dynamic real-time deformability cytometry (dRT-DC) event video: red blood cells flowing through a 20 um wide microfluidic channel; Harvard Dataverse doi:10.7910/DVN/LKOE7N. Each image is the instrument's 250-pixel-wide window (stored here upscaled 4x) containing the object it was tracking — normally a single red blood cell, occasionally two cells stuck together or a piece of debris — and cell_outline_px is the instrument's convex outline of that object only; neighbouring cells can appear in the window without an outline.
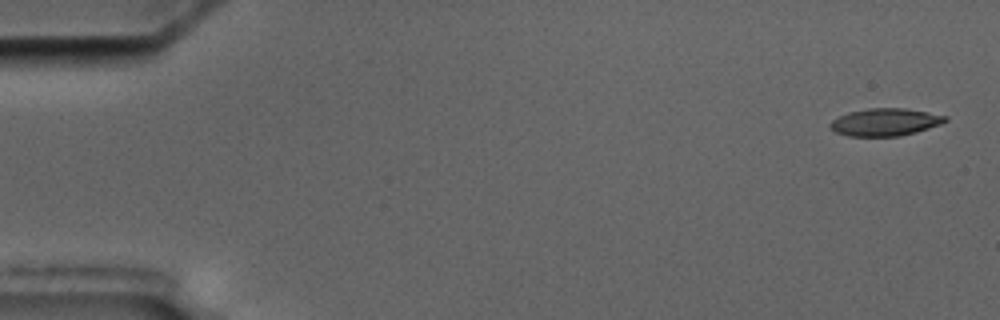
{"species": "common noctule bat (a hibernating species)", "species_latin": "Nyctalus noctula", "temperature_condition": "cold", "stored_images_in_passage": 13, "camera_frame_rate_fps": 3000, "um_per_image_px": 0.085, "animal": {"sex": "male", "body_mass_g": 17.5, "forearm_length_mm": 52.3}, "frame": {"image": 1, "passage_image": 1, "time_ms": 0.0, "image_size_px": [1000, 320], "cell_outline_px": [[948, 120], [940, 124], [916, 132], [900, 136], [848, 136], [836, 132], [828, 124], [832, 120], [848, 112], [868, 108], [904, 108], [928, 112], [948, 116]], "centroid_in_image_um": [75.24, 10.37], "position_along_channel_um": 9.8, "area_um2": 18.38}}
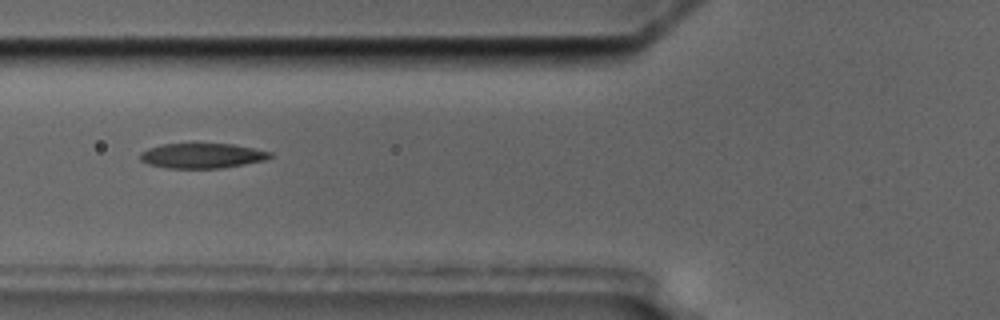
{"frame": {"image": 2, "passage_image": 6, "time_ms": 6.667, "image_size_px": [1000, 320], "cell_outline_px": [[272, 156], [264, 160], [224, 168], [168, 168], [148, 164], [140, 160], [140, 152], [148, 148], [164, 144], [196, 140], [232, 144], [272, 152]], "centroid_in_image_um": [17.14, 13.18], "position_along_channel_um": 108.7, "area_um2": 19.77}}
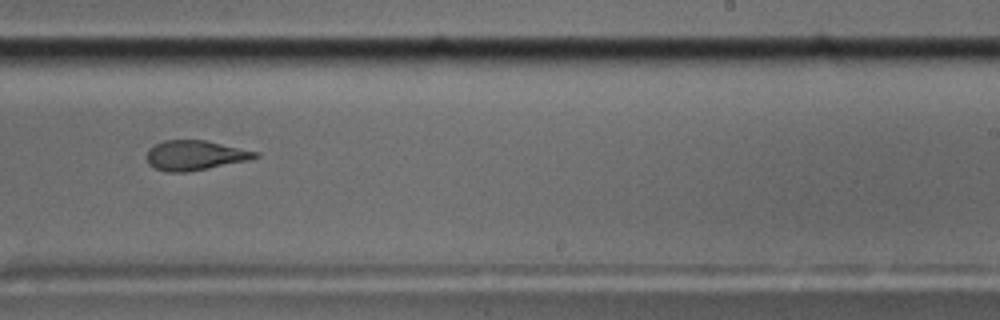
{"frame": {"image": 3, "passage_image": 10, "time_ms": 11.333, "image_size_px": [1000, 320], "cell_outline_px": [[260, 156], [248, 160], [188, 172], [168, 172], [156, 168], [148, 164], [148, 148], [164, 140], [204, 140], [260, 152]], "centroid_in_image_um": [16.59, 13.2], "position_along_channel_um": 272.4, "area_um2": 18.67}, "authors_computed_cell_mechanics": {"area_um2": 19.074, "velocity_mm_per_s": 3.5186, "shape_relaxation_time_tau1_ms": null, "shape_relaxation_time_tau2_ms": 3.0389, "deformation_change_tau1": null, "deformation_change_tau2": 0.1177}}